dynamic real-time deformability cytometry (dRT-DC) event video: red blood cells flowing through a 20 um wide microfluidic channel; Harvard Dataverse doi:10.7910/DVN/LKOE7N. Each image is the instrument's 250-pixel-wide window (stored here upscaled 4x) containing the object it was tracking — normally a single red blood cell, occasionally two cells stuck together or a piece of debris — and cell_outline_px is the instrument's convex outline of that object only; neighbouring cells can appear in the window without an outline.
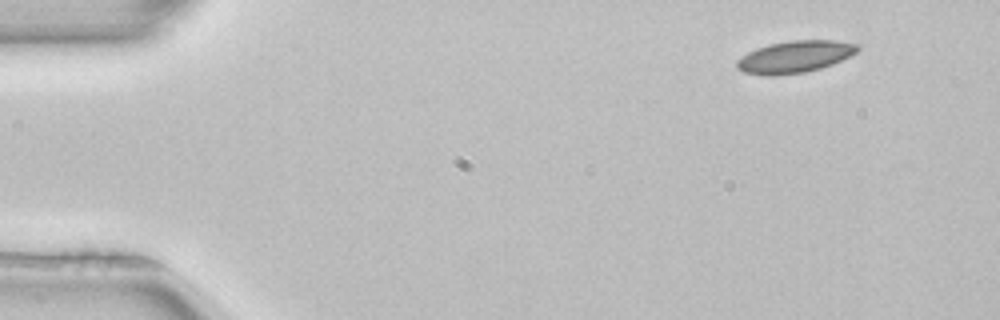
{"species": "common noctule bat (a hibernating species)", "species_latin": "Nyctalus noctula", "temperature_condition": "room temperature", "stored_images_in_passage": 48, "camera_frame_rate_fps": 3000, "um_per_image_px": 0.085, "animal": {"sex": "female", "body_mass_g": 22.7, "forearm_length_mm": 54.2}, "frame": {"image": 1, "passage_image": 1, "time_ms": 0.0, "image_size_px": [1000, 320], "cell_outline_px": [[860, 48], [856, 52], [832, 64], [820, 68], [804, 72], [772, 76], [764, 76], [744, 72], [736, 68], [736, 60], [740, 56], [756, 48], [768, 44], [792, 40], [832, 40], [860, 44]], "centroid_in_image_um": [67.51, 4.82], "position_along_channel_um": 17.5, "area_um2": 22.54}}
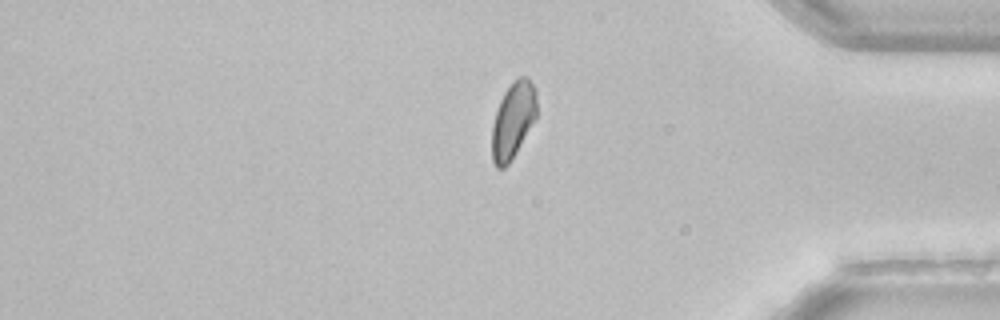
{"frame": {"image": 2, "passage_image": 39, "time_ms": 12.667, "image_size_px": [1000, 320], "cell_outline_px": [[536, 116], [516, 152], [508, 164], [504, 168], [496, 168], [492, 160], [492, 124], [500, 100], [504, 92], [520, 76], [528, 76], [536, 88]], "centroid_in_image_um": [43.6, 10.22], "position_along_channel_um": 391.6, "area_um2": 19.65}}
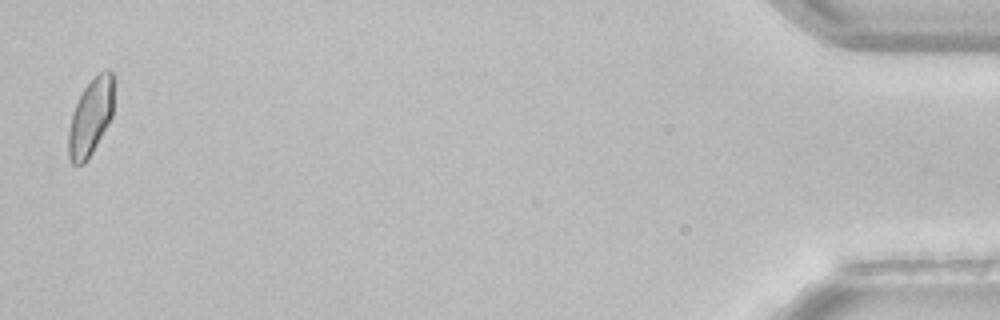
{"frame": {"image": 3, "passage_image": 47, "time_ms": 15.333, "image_size_px": [1000, 320], "cell_outline_px": [[112, 116], [108, 124], [92, 152], [84, 164], [72, 164], [68, 156], [68, 132], [72, 112], [84, 88], [100, 72], [108, 68], [112, 72]], "centroid_in_image_um": [7.68, 9.98], "position_along_channel_um": 427.5, "area_um2": 19.88}, "authors_computed_cell_mechanics": {"area_um2": 21.7328, "velocity_mm_per_s": 3.9636, "shape_relaxation_time_tau1_ms": 2.5572, "shape_relaxation_time_tau2_ms": null, "deformation_change_tau1": 0.0759, "deformation_change_tau2": null}}